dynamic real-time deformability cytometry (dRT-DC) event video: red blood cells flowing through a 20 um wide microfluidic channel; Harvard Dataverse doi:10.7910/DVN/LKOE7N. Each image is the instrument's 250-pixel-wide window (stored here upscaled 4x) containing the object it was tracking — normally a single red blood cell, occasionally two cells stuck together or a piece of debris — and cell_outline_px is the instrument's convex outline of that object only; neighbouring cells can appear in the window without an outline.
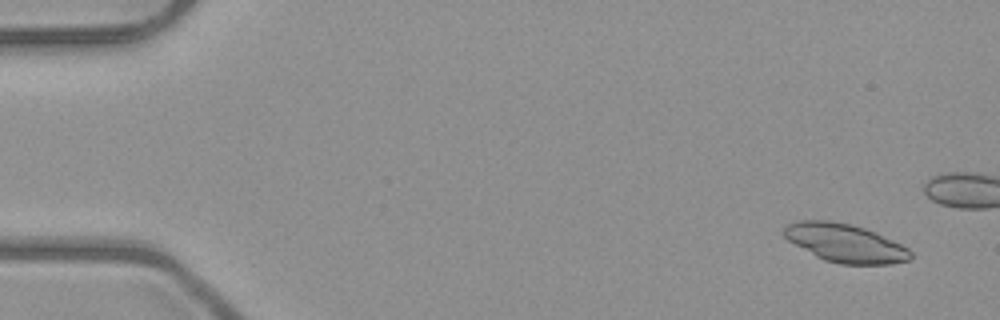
{"species": "common noctule bat (a hibernating species)", "species_latin": "Nyctalus noctula", "temperature_condition": "room temperature", "stored_images_in_passage": 5, "camera_frame_rate_fps": 3000, "um_per_image_px": 0.085, "animal": {"sex": "male", "body_mass_g": 23.1, "forearm_length_mm": 52.7}, "frame": {"image": 1, "passage_image": 1, "time_ms": 0.0, "image_size_px": [1000, 320], "cell_outline_px": [[912, 256], [908, 260], [892, 264], [840, 264], [824, 260], [816, 256], [788, 240], [784, 236], [784, 228], [788, 224], [796, 220], [828, 220], [852, 224], [864, 228], [900, 244], [908, 248], [912, 252]], "centroid_in_image_um": [71.82, 20.66], "position_along_channel_um": 13.2, "area_um2": 28.03}}